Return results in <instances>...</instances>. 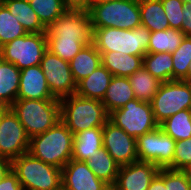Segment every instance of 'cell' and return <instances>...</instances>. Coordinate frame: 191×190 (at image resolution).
<instances>
[{"mask_svg": "<svg viewBox=\"0 0 191 190\" xmlns=\"http://www.w3.org/2000/svg\"><path fill=\"white\" fill-rule=\"evenodd\" d=\"M186 35L181 30L168 28L151 32L147 53H173Z\"/></svg>", "mask_w": 191, "mask_h": 190, "instance_id": "obj_28", "label": "cell"}, {"mask_svg": "<svg viewBox=\"0 0 191 190\" xmlns=\"http://www.w3.org/2000/svg\"><path fill=\"white\" fill-rule=\"evenodd\" d=\"M102 65L113 76L129 77L143 66V56L122 52H100Z\"/></svg>", "mask_w": 191, "mask_h": 190, "instance_id": "obj_19", "label": "cell"}, {"mask_svg": "<svg viewBox=\"0 0 191 190\" xmlns=\"http://www.w3.org/2000/svg\"><path fill=\"white\" fill-rule=\"evenodd\" d=\"M166 17L169 21V27L181 30L184 0H161Z\"/></svg>", "mask_w": 191, "mask_h": 190, "instance_id": "obj_36", "label": "cell"}, {"mask_svg": "<svg viewBox=\"0 0 191 190\" xmlns=\"http://www.w3.org/2000/svg\"><path fill=\"white\" fill-rule=\"evenodd\" d=\"M92 29L120 28L132 30L141 25L139 0H115L91 7Z\"/></svg>", "mask_w": 191, "mask_h": 190, "instance_id": "obj_6", "label": "cell"}, {"mask_svg": "<svg viewBox=\"0 0 191 190\" xmlns=\"http://www.w3.org/2000/svg\"><path fill=\"white\" fill-rule=\"evenodd\" d=\"M147 190H166L165 187V168H160L153 178Z\"/></svg>", "mask_w": 191, "mask_h": 190, "instance_id": "obj_41", "label": "cell"}, {"mask_svg": "<svg viewBox=\"0 0 191 190\" xmlns=\"http://www.w3.org/2000/svg\"><path fill=\"white\" fill-rule=\"evenodd\" d=\"M175 144L176 141L159 126L136 139L138 160L167 168L173 162Z\"/></svg>", "mask_w": 191, "mask_h": 190, "instance_id": "obj_10", "label": "cell"}, {"mask_svg": "<svg viewBox=\"0 0 191 190\" xmlns=\"http://www.w3.org/2000/svg\"><path fill=\"white\" fill-rule=\"evenodd\" d=\"M7 108H8V106H7L6 104H4V103L0 100V114L3 113Z\"/></svg>", "mask_w": 191, "mask_h": 190, "instance_id": "obj_45", "label": "cell"}, {"mask_svg": "<svg viewBox=\"0 0 191 190\" xmlns=\"http://www.w3.org/2000/svg\"><path fill=\"white\" fill-rule=\"evenodd\" d=\"M92 43L99 52H122L144 56L147 53L151 31L143 25L132 30L120 28L92 29Z\"/></svg>", "mask_w": 191, "mask_h": 190, "instance_id": "obj_3", "label": "cell"}, {"mask_svg": "<svg viewBox=\"0 0 191 190\" xmlns=\"http://www.w3.org/2000/svg\"><path fill=\"white\" fill-rule=\"evenodd\" d=\"M46 50V33H27L2 46L0 57L22 70L39 65Z\"/></svg>", "mask_w": 191, "mask_h": 190, "instance_id": "obj_8", "label": "cell"}, {"mask_svg": "<svg viewBox=\"0 0 191 190\" xmlns=\"http://www.w3.org/2000/svg\"><path fill=\"white\" fill-rule=\"evenodd\" d=\"M60 120L76 134L93 127H103L109 120V114L100 100L73 94L60 99Z\"/></svg>", "mask_w": 191, "mask_h": 190, "instance_id": "obj_2", "label": "cell"}, {"mask_svg": "<svg viewBox=\"0 0 191 190\" xmlns=\"http://www.w3.org/2000/svg\"><path fill=\"white\" fill-rule=\"evenodd\" d=\"M160 168L153 163L135 161L120 166L114 190H147Z\"/></svg>", "mask_w": 191, "mask_h": 190, "instance_id": "obj_16", "label": "cell"}, {"mask_svg": "<svg viewBox=\"0 0 191 190\" xmlns=\"http://www.w3.org/2000/svg\"><path fill=\"white\" fill-rule=\"evenodd\" d=\"M113 75L102 64L77 83L75 94L102 101Z\"/></svg>", "mask_w": 191, "mask_h": 190, "instance_id": "obj_18", "label": "cell"}, {"mask_svg": "<svg viewBox=\"0 0 191 190\" xmlns=\"http://www.w3.org/2000/svg\"><path fill=\"white\" fill-rule=\"evenodd\" d=\"M66 10L84 11L91 10V0H63Z\"/></svg>", "mask_w": 191, "mask_h": 190, "instance_id": "obj_39", "label": "cell"}, {"mask_svg": "<svg viewBox=\"0 0 191 190\" xmlns=\"http://www.w3.org/2000/svg\"><path fill=\"white\" fill-rule=\"evenodd\" d=\"M166 190H191L185 174L181 170H171L165 168Z\"/></svg>", "mask_w": 191, "mask_h": 190, "instance_id": "obj_37", "label": "cell"}, {"mask_svg": "<svg viewBox=\"0 0 191 190\" xmlns=\"http://www.w3.org/2000/svg\"><path fill=\"white\" fill-rule=\"evenodd\" d=\"M62 190H109L111 186L96 177L85 161L71 159L62 169Z\"/></svg>", "mask_w": 191, "mask_h": 190, "instance_id": "obj_15", "label": "cell"}, {"mask_svg": "<svg viewBox=\"0 0 191 190\" xmlns=\"http://www.w3.org/2000/svg\"><path fill=\"white\" fill-rule=\"evenodd\" d=\"M29 141L24 126L8 107L0 114V157L13 161L28 152Z\"/></svg>", "mask_w": 191, "mask_h": 190, "instance_id": "obj_11", "label": "cell"}, {"mask_svg": "<svg viewBox=\"0 0 191 190\" xmlns=\"http://www.w3.org/2000/svg\"><path fill=\"white\" fill-rule=\"evenodd\" d=\"M23 190H62V171L60 168L44 163L24 153L12 161Z\"/></svg>", "mask_w": 191, "mask_h": 190, "instance_id": "obj_4", "label": "cell"}, {"mask_svg": "<svg viewBox=\"0 0 191 190\" xmlns=\"http://www.w3.org/2000/svg\"><path fill=\"white\" fill-rule=\"evenodd\" d=\"M12 15L19 21L27 33H45L46 28L41 24L30 3L22 0H0Z\"/></svg>", "mask_w": 191, "mask_h": 190, "instance_id": "obj_24", "label": "cell"}, {"mask_svg": "<svg viewBox=\"0 0 191 190\" xmlns=\"http://www.w3.org/2000/svg\"><path fill=\"white\" fill-rule=\"evenodd\" d=\"M40 66L50 91L56 98L61 99L75 94L77 84L68 61L62 60L47 49L44 52Z\"/></svg>", "mask_w": 191, "mask_h": 190, "instance_id": "obj_12", "label": "cell"}, {"mask_svg": "<svg viewBox=\"0 0 191 190\" xmlns=\"http://www.w3.org/2000/svg\"><path fill=\"white\" fill-rule=\"evenodd\" d=\"M102 143L103 148L119 166L138 161L136 138L128 135L110 120L103 126Z\"/></svg>", "mask_w": 191, "mask_h": 190, "instance_id": "obj_14", "label": "cell"}, {"mask_svg": "<svg viewBox=\"0 0 191 190\" xmlns=\"http://www.w3.org/2000/svg\"><path fill=\"white\" fill-rule=\"evenodd\" d=\"M86 44L80 39H60L47 36V49L62 60L70 62Z\"/></svg>", "mask_w": 191, "mask_h": 190, "instance_id": "obj_34", "label": "cell"}, {"mask_svg": "<svg viewBox=\"0 0 191 190\" xmlns=\"http://www.w3.org/2000/svg\"><path fill=\"white\" fill-rule=\"evenodd\" d=\"M71 73L76 84L88 77L99 65L101 54L93 43L85 45L69 62Z\"/></svg>", "mask_w": 191, "mask_h": 190, "instance_id": "obj_22", "label": "cell"}, {"mask_svg": "<svg viewBox=\"0 0 191 190\" xmlns=\"http://www.w3.org/2000/svg\"><path fill=\"white\" fill-rule=\"evenodd\" d=\"M22 1L30 3L32 0H22Z\"/></svg>", "mask_w": 191, "mask_h": 190, "instance_id": "obj_48", "label": "cell"}, {"mask_svg": "<svg viewBox=\"0 0 191 190\" xmlns=\"http://www.w3.org/2000/svg\"><path fill=\"white\" fill-rule=\"evenodd\" d=\"M45 33L60 39H80L89 45L93 36L89 12L66 10Z\"/></svg>", "mask_w": 191, "mask_h": 190, "instance_id": "obj_13", "label": "cell"}, {"mask_svg": "<svg viewBox=\"0 0 191 190\" xmlns=\"http://www.w3.org/2000/svg\"><path fill=\"white\" fill-rule=\"evenodd\" d=\"M191 164V137L178 140L175 144L173 162L167 167L171 170H182Z\"/></svg>", "mask_w": 191, "mask_h": 190, "instance_id": "obj_35", "label": "cell"}, {"mask_svg": "<svg viewBox=\"0 0 191 190\" xmlns=\"http://www.w3.org/2000/svg\"><path fill=\"white\" fill-rule=\"evenodd\" d=\"M133 99L135 96L128 77L113 76L101 102L110 114Z\"/></svg>", "mask_w": 191, "mask_h": 190, "instance_id": "obj_21", "label": "cell"}, {"mask_svg": "<svg viewBox=\"0 0 191 190\" xmlns=\"http://www.w3.org/2000/svg\"><path fill=\"white\" fill-rule=\"evenodd\" d=\"M185 4L191 3V0H184Z\"/></svg>", "mask_w": 191, "mask_h": 190, "instance_id": "obj_47", "label": "cell"}, {"mask_svg": "<svg viewBox=\"0 0 191 190\" xmlns=\"http://www.w3.org/2000/svg\"><path fill=\"white\" fill-rule=\"evenodd\" d=\"M109 120L136 139L159 127L154 118L151 103L136 98L128 101L122 108L111 112Z\"/></svg>", "mask_w": 191, "mask_h": 190, "instance_id": "obj_9", "label": "cell"}, {"mask_svg": "<svg viewBox=\"0 0 191 190\" xmlns=\"http://www.w3.org/2000/svg\"><path fill=\"white\" fill-rule=\"evenodd\" d=\"M30 5L46 29L66 11L63 0H32Z\"/></svg>", "mask_w": 191, "mask_h": 190, "instance_id": "obj_32", "label": "cell"}, {"mask_svg": "<svg viewBox=\"0 0 191 190\" xmlns=\"http://www.w3.org/2000/svg\"><path fill=\"white\" fill-rule=\"evenodd\" d=\"M181 171L185 174V176H186L188 182H189L190 185H191V164L188 165V166H186V167H185L184 169H182Z\"/></svg>", "mask_w": 191, "mask_h": 190, "instance_id": "obj_43", "label": "cell"}, {"mask_svg": "<svg viewBox=\"0 0 191 190\" xmlns=\"http://www.w3.org/2000/svg\"><path fill=\"white\" fill-rule=\"evenodd\" d=\"M103 127H93L74 134L72 159L87 161L103 147Z\"/></svg>", "mask_w": 191, "mask_h": 190, "instance_id": "obj_20", "label": "cell"}, {"mask_svg": "<svg viewBox=\"0 0 191 190\" xmlns=\"http://www.w3.org/2000/svg\"><path fill=\"white\" fill-rule=\"evenodd\" d=\"M0 190H23L16 173L10 170L0 181Z\"/></svg>", "mask_w": 191, "mask_h": 190, "instance_id": "obj_38", "label": "cell"}, {"mask_svg": "<svg viewBox=\"0 0 191 190\" xmlns=\"http://www.w3.org/2000/svg\"><path fill=\"white\" fill-rule=\"evenodd\" d=\"M182 16L183 21L181 31L186 36H191V3L185 4Z\"/></svg>", "mask_w": 191, "mask_h": 190, "instance_id": "obj_40", "label": "cell"}, {"mask_svg": "<svg viewBox=\"0 0 191 190\" xmlns=\"http://www.w3.org/2000/svg\"><path fill=\"white\" fill-rule=\"evenodd\" d=\"M191 105V82L172 80L161 83L151 102L156 122L160 125L179 111Z\"/></svg>", "mask_w": 191, "mask_h": 190, "instance_id": "obj_7", "label": "cell"}, {"mask_svg": "<svg viewBox=\"0 0 191 190\" xmlns=\"http://www.w3.org/2000/svg\"><path fill=\"white\" fill-rule=\"evenodd\" d=\"M173 80L187 81L191 63V36H185L180 46L172 53Z\"/></svg>", "mask_w": 191, "mask_h": 190, "instance_id": "obj_33", "label": "cell"}, {"mask_svg": "<svg viewBox=\"0 0 191 190\" xmlns=\"http://www.w3.org/2000/svg\"><path fill=\"white\" fill-rule=\"evenodd\" d=\"M17 99L60 100L51 93L40 64L20 70Z\"/></svg>", "mask_w": 191, "mask_h": 190, "instance_id": "obj_17", "label": "cell"}, {"mask_svg": "<svg viewBox=\"0 0 191 190\" xmlns=\"http://www.w3.org/2000/svg\"><path fill=\"white\" fill-rule=\"evenodd\" d=\"M73 141L74 134L60 120L44 133L31 137L28 152L62 169L72 159Z\"/></svg>", "mask_w": 191, "mask_h": 190, "instance_id": "obj_1", "label": "cell"}, {"mask_svg": "<svg viewBox=\"0 0 191 190\" xmlns=\"http://www.w3.org/2000/svg\"><path fill=\"white\" fill-rule=\"evenodd\" d=\"M25 34L23 26L0 1V48Z\"/></svg>", "mask_w": 191, "mask_h": 190, "instance_id": "obj_31", "label": "cell"}, {"mask_svg": "<svg viewBox=\"0 0 191 190\" xmlns=\"http://www.w3.org/2000/svg\"><path fill=\"white\" fill-rule=\"evenodd\" d=\"M20 70L0 57V100L10 107L19 92Z\"/></svg>", "mask_w": 191, "mask_h": 190, "instance_id": "obj_23", "label": "cell"}, {"mask_svg": "<svg viewBox=\"0 0 191 190\" xmlns=\"http://www.w3.org/2000/svg\"><path fill=\"white\" fill-rule=\"evenodd\" d=\"M161 129L175 141L191 137V112L182 110L167 118L160 125Z\"/></svg>", "mask_w": 191, "mask_h": 190, "instance_id": "obj_30", "label": "cell"}, {"mask_svg": "<svg viewBox=\"0 0 191 190\" xmlns=\"http://www.w3.org/2000/svg\"><path fill=\"white\" fill-rule=\"evenodd\" d=\"M9 108L29 138L44 133L60 121V100L17 99Z\"/></svg>", "mask_w": 191, "mask_h": 190, "instance_id": "obj_5", "label": "cell"}, {"mask_svg": "<svg viewBox=\"0 0 191 190\" xmlns=\"http://www.w3.org/2000/svg\"><path fill=\"white\" fill-rule=\"evenodd\" d=\"M12 170V161L0 157V181Z\"/></svg>", "mask_w": 191, "mask_h": 190, "instance_id": "obj_42", "label": "cell"}, {"mask_svg": "<svg viewBox=\"0 0 191 190\" xmlns=\"http://www.w3.org/2000/svg\"><path fill=\"white\" fill-rule=\"evenodd\" d=\"M143 67L162 83L173 80L171 53H146L143 56Z\"/></svg>", "mask_w": 191, "mask_h": 190, "instance_id": "obj_29", "label": "cell"}, {"mask_svg": "<svg viewBox=\"0 0 191 190\" xmlns=\"http://www.w3.org/2000/svg\"><path fill=\"white\" fill-rule=\"evenodd\" d=\"M97 178L105 181L111 187L115 184L119 165L111 157L105 148L97 150L91 158L85 161Z\"/></svg>", "mask_w": 191, "mask_h": 190, "instance_id": "obj_25", "label": "cell"}, {"mask_svg": "<svg viewBox=\"0 0 191 190\" xmlns=\"http://www.w3.org/2000/svg\"><path fill=\"white\" fill-rule=\"evenodd\" d=\"M187 81L191 82V63L189 64L188 74H187Z\"/></svg>", "mask_w": 191, "mask_h": 190, "instance_id": "obj_46", "label": "cell"}, {"mask_svg": "<svg viewBox=\"0 0 191 190\" xmlns=\"http://www.w3.org/2000/svg\"><path fill=\"white\" fill-rule=\"evenodd\" d=\"M139 8L141 25L151 32L170 28L161 0H139Z\"/></svg>", "mask_w": 191, "mask_h": 190, "instance_id": "obj_26", "label": "cell"}, {"mask_svg": "<svg viewBox=\"0 0 191 190\" xmlns=\"http://www.w3.org/2000/svg\"><path fill=\"white\" fill-rule=\"evenodd\" d=\"M137 100L151 103L156 95L161 81L155 78L143 66L128 77Z\"/></svg>", "mask_w": 191, "mask_h": 190, "instance_id": "obj_27", "label": "cell"}, {"mask_svg": "<svg viewBox=\"0 0 191 190\" xmlns=\"http://www.w3.org/2000/svg\"><path fill=\"white\" fill-rule=\"evenodd\" d=\"M110 1H115V0H91V7L94 5L110 2Z\"/></svg>", "mask_w": 191, "mask_h": 190, "instance_id": "obj_44", "label": "cell"}]
</instances>
